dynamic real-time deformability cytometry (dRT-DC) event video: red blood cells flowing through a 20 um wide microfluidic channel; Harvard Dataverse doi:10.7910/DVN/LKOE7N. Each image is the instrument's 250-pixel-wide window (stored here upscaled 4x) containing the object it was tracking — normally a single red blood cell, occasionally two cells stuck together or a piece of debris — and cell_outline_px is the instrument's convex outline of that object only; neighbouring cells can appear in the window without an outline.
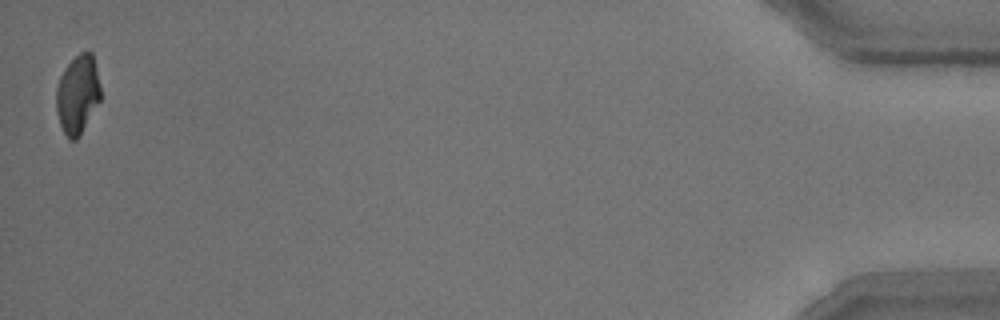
{"species": "common noctule bat (a hibernating species)", "species_latin": "Nyctalus noctula", "temperature_condition": "room temperature", "stored_images_in_passage": 13, "camera_frame_rate_fps": 3000, "um_per_image_px": 0.085, "animal": {"sex": "male", "body_mass_g": 15.6}, "frame": {"image": 1, "passage_image": 13, "time_ms": 14.667, "image_size_px": [1000, 320], "cell_outline_px": [[100, 100], [80, 136], [76, 140], [68, 140], [60, 124], [56, 112], [56, 88], [60, 76], [64, 68], [80, 52], [92, 52], [96, 68], [100, 88]], "centroid_in_image_um": [6.58, 8.05], "position_along_channel_um": 428.6, "area_um2": 20.29}, "authors_computed_cell_mechanics": {"area_um2": 19.0162, "velocity_mm_per_s": 3.7197, "shape_relaxation_time_tau1_ms": 1.7379, "shape_relaxation_time_tau2_ms": 1.7189, "deformation_change_tau1": 0.1045, "deformation_change_tau2": 0.0722}}